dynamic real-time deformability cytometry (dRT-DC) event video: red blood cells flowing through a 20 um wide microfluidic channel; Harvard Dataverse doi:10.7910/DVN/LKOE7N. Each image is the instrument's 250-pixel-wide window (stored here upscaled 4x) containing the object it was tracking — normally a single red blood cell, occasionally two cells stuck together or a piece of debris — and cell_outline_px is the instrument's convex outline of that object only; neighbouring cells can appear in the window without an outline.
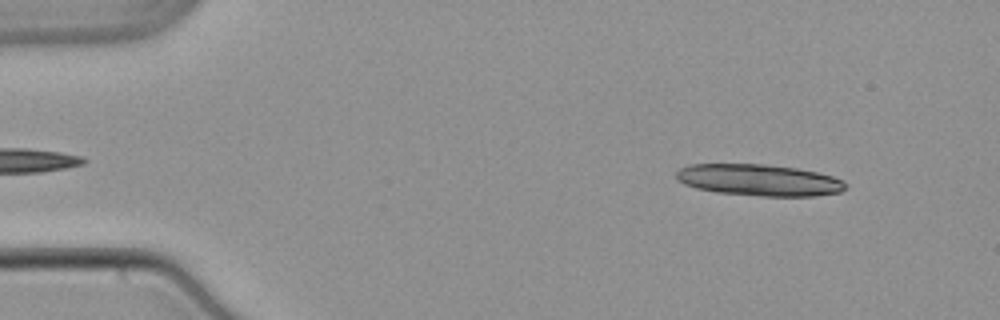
{"species": "common noctule bat (a hibernating species)", "species_latin": "Nyctalus noctula", "temperature_condition": "warm", "stored_images_in_passage": 22, "camera_frame_rate_fps": 3000, "um_per_image_px": 0.085, "animal": {"sex": "male", "body_mass_g": 21.5, "forearm_length_mm": 52.0}, "frame": {"image": 1, "passage_image": 5, "time_ms": 1.333, "image_size_px": [1000, 320], "cell_outline_px": [[848, 188], [840, 192], [816, 196], [764, 196], [716, 192], [696, 188], [684, 184], [676, 180], [676, 172], [680, 168], [688, 164], [764, 164], [796, 168], [816, 172], [832, 176], [844, 180], [848, 184]], "centroid_in_image_um": [64.53, 15.3], "position_along_channel_um": 20.5, "area_um2": 31.33}}
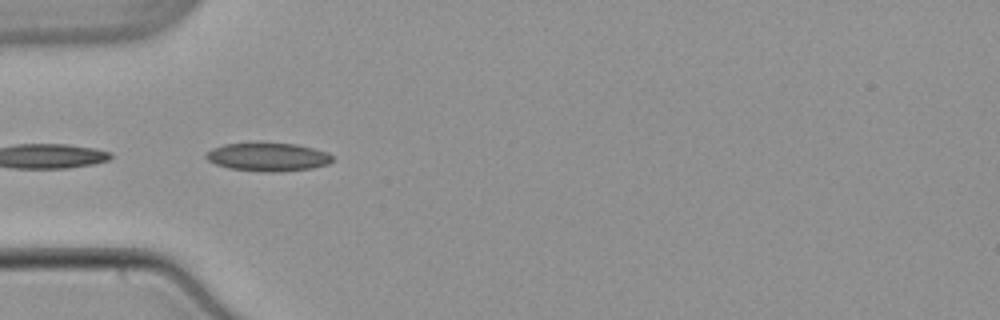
{"frame": {"image": 2, "passage_image": 16, "time_ms": 5.0, "image_size_px": [1000, 320], "cell_outline_px": [[332, 160], [328, 164], [312, 168], [272, 172], [228, 168], [216, 164], [208, 160], [204, 156], [212, 148], [224, 144], [260, 140], [296, 144], [328, 152], [332, 156]], "centroid_in_image_um": [22.74, 13.29], "position_along_channel_um": 62.3, "area_um2": 21.39}}